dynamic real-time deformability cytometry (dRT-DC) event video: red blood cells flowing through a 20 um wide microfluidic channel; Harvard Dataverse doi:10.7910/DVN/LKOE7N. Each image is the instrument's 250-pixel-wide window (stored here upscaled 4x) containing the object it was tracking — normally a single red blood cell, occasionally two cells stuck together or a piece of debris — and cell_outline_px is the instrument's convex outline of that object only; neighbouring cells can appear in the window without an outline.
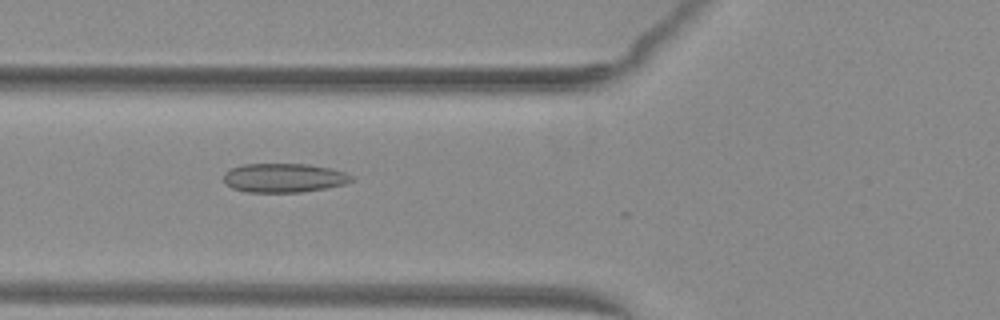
{"species": "common noctule bat (a hibernating species)", "species_latin": "Nyctalus noctula", "temperature_condition": "warm", "stored_images_in_passage": 28, "camera_frame_rate_fps": 3000, "um_per_image_px": 0.085, "animal": {"sex": "female", "body_mass_g": 29.2, "forearm_length_mm": 56.3}, "frame": {"image": 1, "passage_image": 17, "time_ms": 5.333, "image_size_px": [1000, 320], "cell_outline_px": [[356, 180], [344, 184], [324, 188], [300, 192], [248, 192], [232, 188], [224, 180], [224, 172], [232, 168], [244, 164], [308, 164], [328, 168], [344, 172], [352, 176]], "centroid_in_image_um": [24.14, 15.11], "position_along_channel_um": 101.7, "area_um2": 21.44}}
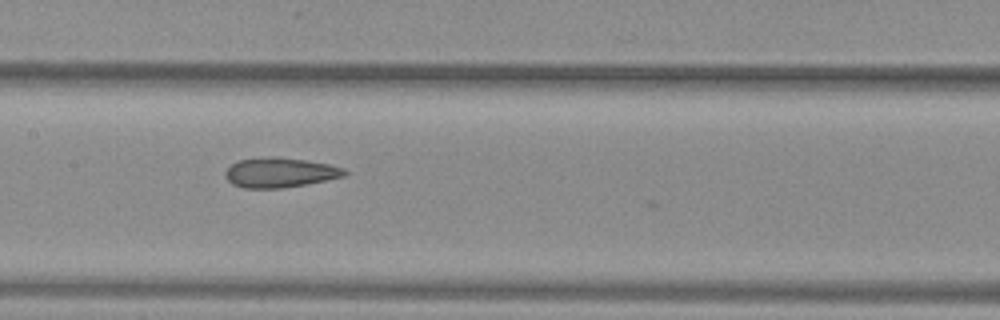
{"frame": {"image": 2, "passage_image": 23, "time_ms": 7.333, "image_size_px": [1000, 320], "cell_outline_px": [[348, 172], [344, 176], [304, 184], [280, 188], [244, 188], [232, 184], [224, 176], [224, 172], [232, 164], [240, 160], [272, 156], [276, 156], [304, 160], [328, 164], [344, 168]], "centroid_in_image_um": [23.76, 14.66], "position_along_channel_um": 183.6, "area_um2": 20.46}}
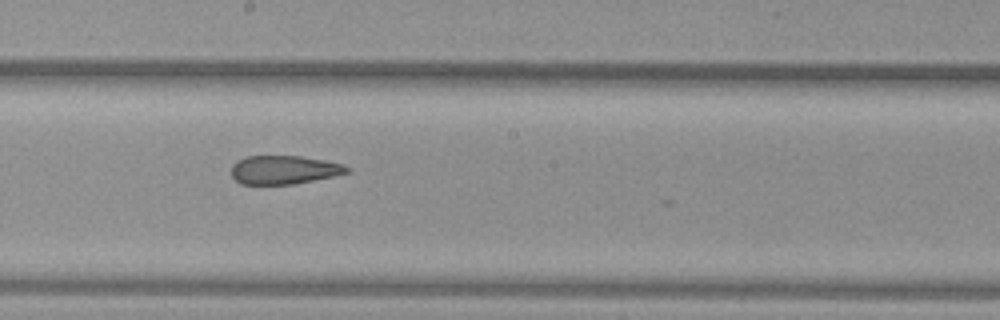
{"frame": {"image": 3, "passage_image": 26, "time_ms": 8.333, "image_size_px": [1000, 320], "cell_outline_px": [[352, 172], [292, 184], [240, 184], [232, 176], [232, 164], [248, 156], [300, 156], [324, 160], [344, 164], [352, 168]], "centroid_in_image_um": [24.18, 14.43], "position_along_channel_um": 224.0, "area_um2": 19.19}}